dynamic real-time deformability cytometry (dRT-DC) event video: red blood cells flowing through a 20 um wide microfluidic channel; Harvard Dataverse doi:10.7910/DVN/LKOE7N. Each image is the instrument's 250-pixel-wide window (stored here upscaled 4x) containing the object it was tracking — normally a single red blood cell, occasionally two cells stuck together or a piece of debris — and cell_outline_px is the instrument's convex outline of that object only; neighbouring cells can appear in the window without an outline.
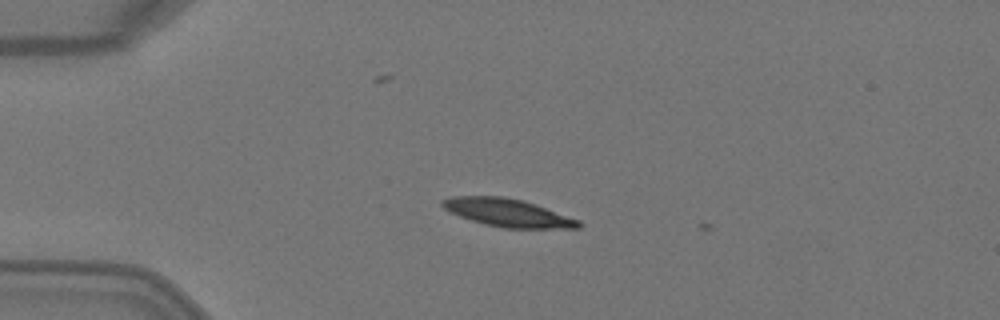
{"species": "Egyptian fruit bat (a non-hibernating species)", "species_latin": "Rousettus aegyptiacus", "temperature_condition": "warm", "stored_images_in_passage": 4, "camera_frame_rate_fps": 3000, "um_per_image_px": 0.085, "animal": {"sex": "female"}, "frame": {"image": 1, "passage_image": 3, "time_ms": 0.667, "image_size_px": [1000, 320], "cell_outline_px": [[584, 224], [580, 228], [504, 228], [484, 224], [448, 212], [440, 204], [440, 200], [452, 196], [504, 196], [524, 200], [536, 204], [580, 220]], "centroid_in_image_um": [43.16, 18.07], "position_along_channel_um": 41.8, "area_um2": 22.37}}